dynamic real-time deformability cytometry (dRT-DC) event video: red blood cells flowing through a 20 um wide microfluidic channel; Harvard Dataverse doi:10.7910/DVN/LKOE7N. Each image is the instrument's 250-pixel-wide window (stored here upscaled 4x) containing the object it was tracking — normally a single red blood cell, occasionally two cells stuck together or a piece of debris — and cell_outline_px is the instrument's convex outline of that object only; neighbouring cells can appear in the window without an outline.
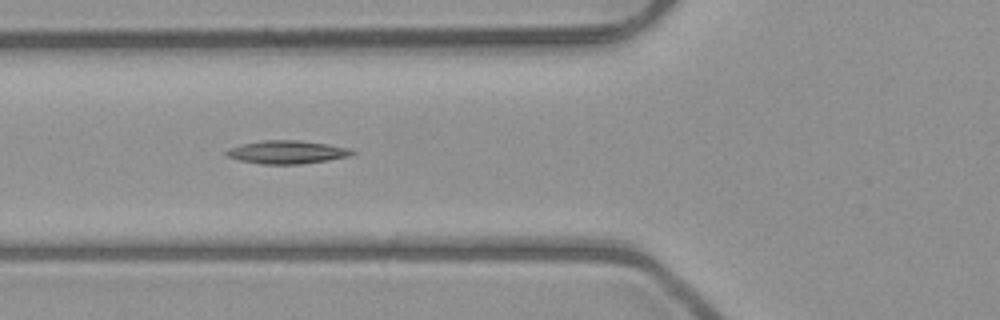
{"species": "common noctule bat (a hibernating species)", "species_latin": "Nyctalus noctula", "temperature_condition": "room temperature", "stored_images_in_passage": 6, "camera_frame_rate_fps": 3000, "um_per_image_px": 0.085, "animal": {"sex": "male", "body_mass_g": 23.1, "forearm_length_mm": 52.7}, "frame": {"image": 1, "passage_image": 5, "time_ms": 4.333, "image_size_px": [1000, 320], "cell_outline_px": [[356, 152], [352, 156], [328, 160], [300, 164], [260, 164], [240, 160], [228, 156], [224, 152], [228, 148], [244, 144], [264, 140], [300, 140], [328, 144], [352, 148]], "centroid_in_image_um": [24.46, 12.93], "position_along_channel_um": 101.3, "area_um2": 17.05}}
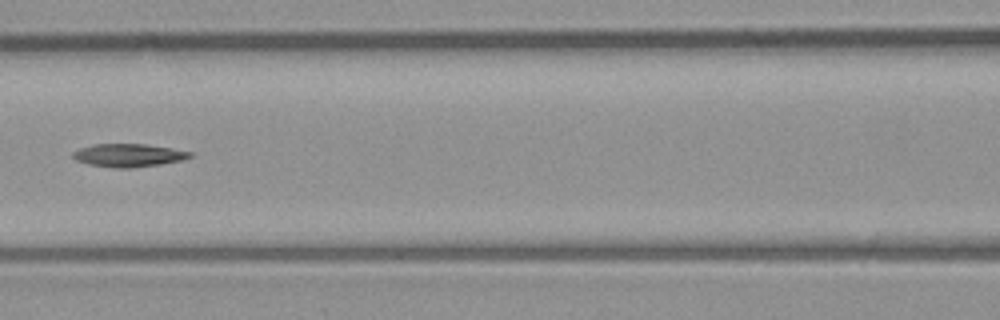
{"frame": {"image": 2, "passage_image": 6, "time_ms": 5.667, "image_size_px": [1000, 320], "cell_outline_px": [[192, 156], [184, 160], [160, 164], [128, 168], [116, 168], [88, 164], [76, 160], [72, 156], [72, 152], [80, 148], [92, 144], [144, 144], [192, 152]], "centroid_in_image_um": [10.9, 13.2], "position_along_channel_um": 155.7, "area_um2": 15.61}}